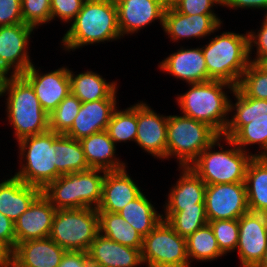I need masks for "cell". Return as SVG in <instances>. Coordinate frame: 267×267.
<instances>
[{"label": "cell", "mask_w": 267, "mask_h": 267, "mask_svg": "<svg viewBox=\"0 0 267 267\" xmlns=\"http://www.w3.org/2000/svg\"><path fill=\"white\" fill-rule=\"evenodd\" d=\"M261 24L260 30L257 33L252 32V30L248 32L249 54L252 53L253 46L257 49L255 59H250V61L259 64L267 58V15H265Z\"/></svg>", "instance_id": "b9f144b4"}, {"label": "cell", "mask_w": 267, "mask_h": 267, "mask_svg": "<svg viewBox=\"0 0 267 267\" xmlns=\"http://www.w3.org/2000/svg\"><path fill=\"white\" fill-rule=\"evenodd\" d=\"M179 169L182 172L175 186L170 188L164 212H178L196 207V204H205V182L189 166H179Z\"/></svg>", "instance_id": "d4e9b609"}, {"label": "cell", "mask_w": 267, "mask_h": 267, "mask_svg": "<svg viewBox=\"0 0 267 267\" xmlns=\"http://www.w3.org/2000/svg\"><path fill=\"white\" fill-rule=\"evenodd\" d=\"M8 73L9 72L5 69V67L0 62V91L12 76V75H9Z\"/></svg>", "instance_id": "c3c4849f"}, {"label": "cell", "mask_w": 267, "mask_h": 267, "mask_svg": "<svg viewBox=\"0 0 267 267\" xmlns=\"http://www.w3.org/2000/svg\"><path fill=\"white\" fill-rule=\"evenodd\" d=\"M254 157L262 161H267V143L265 144L261 152L254 154Z\"/></svg>", "instance_id": "681fc988"}, {"label": "cell", "mask_w": 267, "mask_h": 267, "mask_svg": "<svg viewBox=\"0 0 267 267\" xmlns=\"http://www.w3.org/2000/svg\"><path fill=\"white\" fill-rule=\"evenodd\" d=\"M56 208L41 193L14 222L16 244L49 237Z\"/></svg>", "instance_id": "d6986e66"}, {"label": "cell", "mask_w": 267, "mask_h": 267, "mask_svg": "<svg viewBox=\"0 0 267 267\" xmlns=\"http://www.w3.org/2000/svg\"><path fill=\"white\" fill-rule=\"evenodd\" d=\"M260 65L265 69L267 70V58H265L261 63Z\"/></svg>", "instance_id": "f5cc1de1"}, {"label": "cell", "mask_w": 267, "mask_h": 267, "mask_svg": "<svg viewBox=\"0 0 267 267\" xmlns=\"http://www.w3.org/2000/svg\"><path fill=\"white\" fill-rule=\"evenodd\" d=\"M166 136V159L175 156L180 167H187L219 134L205 122L169 115Z\"/></svg>", "instance_id": "9c48e42d"}, {"label": "cell", "mask_w": 267, "mask_h": 267, "mask_svg": "<svg viewBox=\"0 0 267 267\" xmlns=\"http://www.w3.org/2000/svg\"><path fill=\"white\" fill-rule=\"evenodd\" d=\"M221 0H176L171 6L183 15L216 14L211 9Z\"/></svg>", "instance_id": "60d3db41"}, {"label": "cell", "mask_w": 267, "mask_h": 267, "mask_svg": "<svg viewBox=\"0 0 267 267\" xmlns=\"http://www.w3.org/2000/svg\"><path fill=\"white\" fill-rule=\"evenodd\" d=\"M214 232L218 247L223 254L234 252L238 244V219L208 221Z\"/></svg>", "instance_id": "74e56055"}, {"label": "cell", "mask_w": 267, "mask_h": 267, "mask_svg": "<svg viewBox=\"0 0 267 267\" xmlns=\"http://www.w3.org/2000/svg\"><path fill=\"white\" fill-rule=\"evenodd\" d=\"M244 96L267 100V70L251 62L236 87Z\"/></svg>", "instance_id": "d590c367"}, {"label": "cell", "mask_w": 267, "mask_h": 267, "mask_svg": "<svg viewBox=\"0 0 267 267\" xmlns=\"http://www.w3.org/2000/svg\"><path fill=\"white\" fill-rule=\"evenodd\" d=\"M69 77L71 93L82 103L101 99H116V81L106 82V79L93 71H85L75 75L70 69Z\"/></svg>", "instance_id": "83f0119b"}, {"label": "cell", "mask_w": 267, "mask_h": 267, "mask_svg": "<svg viewBox=\"0 0 267 267\" xmlns=\"http://www.w3.org/2000/svg\"><path fill=\"white\" fill-rule=\"evenodd\" d=\"M0 241L6 243L12 250L16 246L14 222L0 212Z\"/></svg>", "instance_id": "f6af8a7d"}, {"label": "cell", "mask_w": 267, "mask_h": 267, "mask_svg": "<svg viewBox=\"0 0 267 267\" xmlns=\"http://www.w3.org/2000/svg\"><path fill=\"white\" fill-rule=\"evenodd\" d=\"M87 253L94 267H137L143 264L141 249L122 245L101 233H98Z\"/></svg>", "instance_id": "44dd1931"}, {"label": "cell", "mask_w": 267, "mask_h": 267, "mask_svg": "<svg viewBox=\"0 0 267 267\" xmlns=\"http://www.w3.org/2000/svg\"><path fill=\"white\" fill-rule=\"evenodd\" d=\"M86 0H51V21L58 17L62 22H72Z\"/></svg>", "instance_id": "ab89813d"}, {"label": "cell", "mask_w": 267, "mask_h": 267, "mask_svg": "<svg viewBox=\"0 0 267 267\" xmlns=\"http://www.w3.org/2000/svg\"><path fill=\"white\" fill-rule=\"evenodd\" d=\"M55 150L57 170L62 175L90 169L79 140L55 133Z\"/></svg>", "instance_id": "1f68e13d"}, {"label": "cell", "mask_w": 267, "mask_h": 267, "mask_svg": "<svg viewBox=\"0 0 267 267\" xmlns=\"http://www.w3.org/2000/svg\"><path fill=\"white\" fill-rule=\"evenodd\" d=\"M106 131L115 144L128 141L135 142L137 134V103L124 110L116 108Z\"/></svg>", "instance_id": "e575fe53"}, {"label": "cell", "mask_w": 267, "mask_h": 267, "mask_svg": "<svg viewBox=\"0 0 267 267\" xmlns=\"http://www.w3.org/2000/svg\"><path fill=\"white\" fill-rule=\"evenodd\" d=\"M154 207L142 192L124 206L118 214L144 237L162 220L163 214H159Z\"/></svg>", "instance_id": "f546056e"}, {"label": "cell", "mask_w": 267, "mask_h": 267, "mask_svg": "<svg viewBox=\"0 0 267 267\" xmlns=\"http://www.w3.org/2000/svg\"><path fill=\"white\" fill-rule=\"evenodd\" d=\"M21 160L25 161L14 176L28 185L44 189L62 174L57 170L55 132L24 137L17 141ZM25 159V160H24Z\"/></svg>", "instance_id": "ba28073f"}, {"label": "cell", "mask_w": 267, "mask_h": 267, "mask_svg": "<svg viewBox=\"0 0 267 267\" xmlns=\"http://www.w3.org/2000/svg\"><path fill=\"white\" fill-rule=\"evenodd\" d=\"M32 64L22 76L31 84L42 108L50 114L71 93L69 69L61 67L48 73H39Z\"/></svg>", "instance_id": "9a60e30c"}, {"label": "cell", "mask_w": 267, "mask_h": 267, "mask_svg": "<svg viewBox=\"0 0 267 267\" xmlns=\"http://www.w3.org/2000/svg\"><path fill=\"white\" fill-rule=\"evenodd\" d=\"M256 267H267V249L262 260L258 263Z\"/></svg>", "instance_id": "f907efd6"}, {"label": "cell", "mask_w": 267, "mask_h": 267, "mask_svg": "<svg viewBox=\"0 0 267 267\" xmlns=\"http://www.w3.org/2000/svg\"><path fill=\"white\" fill-rule=\"evenodd\" d=\"M41 193L39 187L12 176L0 183V212L15 222Z\"/></svg>", "instance_id": "484cf974"}, {"label": "cell", "mask_w": 267, "mask_h": 267, "mask_svg": "<svg viewBox=\"0 0 267 267\" xmlns=\"http://www.w3.org/2000/svg\"><path fill=\"white\" fill-rule=\"evenodd\" d=\"M221 140L231 148L223 149ZM216 145L220 150L213 151ZM253 157L254 154L244 152L230 138L219 135L189 167L206 185L245 182L247 167Z\"/></svg>", "instance_id": "5b68a950"}, {"label": "cell", "mask_w": 267, "mask_h": 267, "mask_svg": "<svg viewBox=\"0 0 267 267\" xmlns=\"http://www.w3.org/2000/svg\"><path fill=\"white\" fill-rule=\"evenodd\" d=\"M104 170L90 168L67 173L50 182L42 193L58 209H97L102 198ZM103 173L102 175H100Z\"/></svg>", "instance_id": "8992f818"}, {"label": "cell", "mask_w": 267, "mask_h": 267, "mask_svg": "<svg viewBox=\"0 0 267 267\" xmlns=\"http://www.w3.org/2000/svg\"><path fill=\"white\" fill-rule=\"evenodd\" d=\"M166 6H171L176 0H161Z\"/></svg>", "instance_id": "816d5d0a"}, {"label": "cell", "mask_w": 267, "mask_h": 267, "mask_svg": "<svg viewBox=\"0 0 267 267\" xmlns=\"http://www.w3.org/2000/svg\"><path fill=\"white\" fill-rule=\"evenodd\" d=\"M188 85L191 88L177 96L181 114L205 122L219 135H223L230 115V99L223 89L227 87L232 93L236 87L217 80Z\"/></svg>", "instance_id": "7a4b0ae2"}, {"label": "cell", "mask_w": 267, "mask_h": 267, "mask_svg": "<svg viewBox=\"0 0 267 267\" xmlns=\"http://www.w3.org/2000/svg\"><path fill=\"white\" fill-rule=\"evenodd\" d=\"M244 183L249 211L267 214V161L253 157L248 164Z\"/></svg>", "instance_id": "f1b7e54d"}, {"label": "cell", "mask_w": 267, "mask_h": 267, "mask_svg": "<svg viewBox=\"0 0 267 267\" xmlns=\"http://www.w3.org/2000/svg\"><path fill=\"white\" fill-rule=\"evenodd\" d=\"M98 233L97 209H58L53 218L49 238L66 251L87 252Z\"/></svg>", "instance_id": "30bf717a"}, {"label": "cell", "mask_w": 267, "mask_h": 267, "mask_svg": "<svg viewBox=\"0 0 267 267\" xmlns=\"http://www.w3.org/2000/svg\"><path fill=\"white\" fill-rule=\"evenodd\" d=\"M162 220L167 221L176 233L186 239L208 223L205 204H196V207L185 208L178 212H165Z\"/></svg>", "instance_id": "836d02e7"}, {"label": "cell", "mask_w": 267, "mask_h": 267, "mask_svg": "<svg viewBox=\"0 0 267 267\" xmlns=\"http://www.w3.org/2000/svg\"><path fill=\"white\" fill-rule=\"evenodd\" d=\"M186 247L190 263L194 259L203 262L212 261L224 256L218 247L217 240L209 223L200 227L186 239Z\"/></svg>", "instance_id": "d6a6232c"}, {"label": "cell", "mask_w": 267, "mask_h": 267, "mask_svg": "<svg viewBox=\"0 0 267 267\" xmlns=\"http://www.w3.org/2000/svg\"><path fill=\"white\" fill-rule=\"evenodd\" d=\"M66 250L49 237L17 243L13 267H58Z\"/></svg>", "instance_id": "cb8c5ba5"}, {"label": "cell", "mask_w": 267, "mask_h": 267, "mask_svg": "<svg viewBox=\"0 0 267 267\" xmlns=\"http://www.w3.org/2000/svg\"><path fill=\"white\" fill-rule=\"evenodd\" d=\"M168 116L157 114L145 102L137 103V134L135 142L157 159H166Z\"/></svg>", "instance_id": "2e32d148"}, {"label": "cell", "mask_w": 267, "mask_h": 267, "mask_svg": "<svg viewBox=\"0 0 267 267\" xmlns=\"http://www.w3.org/2000/svg\"><path fill=\"white\" fill-rule=\"evenodd\" d=\"M7 94L6 111L16 140L49 131V114L42 108L31 84L22 75H12L0 91Z\"/></svg>", "instance_id": "3957f363"}, {"label": "cell", "mask_w": 267, "mask_h": 267, "mask_svg": "<svg viewBox=\"0 0 267 267\" xmlns=\"http://www.w3.org/2000/svg\"><path fill=\"white\" fill-rule=\"evenodd\" d=\"M34 29L24 23L0 26V62L11 75H22L33 64L28 46Z\"/></svg>", "instance_id": "5bb4252c"}, {"label": "cell", "mask_w": 267, "mask_h": 267, "mask_svg": "<svg viewBox=\"0 0 267 267\" xmlns=\"http://www.w3.org/2000/svg\"><path fill=\"white\" fill-rule=\"evenodd\" d=\"M120 37L115 0H86L61 42L65 51L70 52Z\"/></svg>", "instance_id": "6da1fadb"}, {"label": "cell", "mask_w": 267, "mask_h": 267, "mask_svg": "<svg viewBox=\"0 0 267 267\" xmlns=\"http://www.w3.org/2000/svg\"><path fill=\"white\" fill-rule=\"evenodd\" d=\"M99 233L111 240L135 249H142L143 236L118 213L98 211Z\"/></svg>", "instance_id": "4dcf8cb0"}, {"label": "cell", "mask_w": 267, "mask_h": 267, "mask_svg": "<svg viewBox=\"0 0 267 267\" xmlns=\"http://www.w3.org/2000/svg\"><path fill=\"white\" fill-rule=\"evenodd\" d=\"M141 258L148 267H190L186 238L164 220L143 237Z\"/></svg>", "instance_id": "8fae6325"}, {"label": "cell", "mask_w": 267, "mask_h": 267, "mask_svg": "<svg viewBox=\"0 0 267 267\" xmlns=\"http://www.w3.org/2000/svg\"><path fill=\"white\" fill-rule=\"evenodd\" d=\"M247 212L244 182L206 185L205 213L208 221L239 219Z\"/></svg>", "instance_id": "7c38bea8"}, {"label": "cell", "mask_w": 267, "mask_h": 267, "mask_svg": "<svg viewBox=\"0 0 267 267\" xmlns=\"http://www.w3.org/2000/svg\"><path fill=\"white\" fill-rule=\"evenodd\" d=\"M158 67L188 84L210 81L202 48H182L159 62Z\"/></svg>", "instance_id": "ffe728a7"}, {"label": "cell", "mask_w": 267, "mask_h": 267, "mask_svg": "<svg viewBox=\"0 0 267 267\" xmlns=\"http://www.w3.org/2000/svg\"><path fill=\"white\" fill-rule=\"evenodd\" d=\"M236 103L230 100V113L233 116L222 136L230 138L241 150L258 144L261 150L267 143V100L244 96L237 88L233 91ZM245 148V149H244Z\"/></svg>", "instance_id": "52a82bcc"}, {"label": "cell", "mask_w": 267, "mask_h": 267, "mask_svg": "<svg viewBox=\"0 0 267 267\" xmlns=\"http://www.w3.org/2000/svg\"><path fill=\"white\" fill-rule=\"evenodd\" d=\"M51 0H21L23 23L34 28L51 21Z\"/></svg>", "instance_id": "f35d334b"}, {"label": "cell", "mask_w": 267, "mask_h": 267, "mask_svg": "<svg viewBox=\"0 0 267 267\" xmlns=\"http://www.w3.org/2000/svg\"><path fill=\"white\" fill-rule=\"evenodd\" d=\"M0 267H13V250L0 241Z\"/></svg>", "instance_id": "7dc6e473"}, {"label": "cell", "mask_w": 267, "mask_h": 267, "mask_svg": "<svg viewBox=\"0 0 267 267\" xmlns=\"http://www.w3.org/2000/svg\"><path fill=\"white\" fill-rule=\"evenodd\" d=\"M82 102L70 93L49 114V129L57 134H66L78 115Z\"/></svg>", "instance_id": "8d00e7d4"}, {"label": "cell", "mask_w": 267, "mask_h": 267, "mask_svg": "<svg viewBox=\"0 0 267 267\" xmlns=\"http://www.w3.org/2000/svg\"><path fill=\"white\" fill-rule=\"evenodd\" d=\"M142 193L140 187L124 169L106 171L102 184V198L98 211L118 213Z\"/></svg>", "instance_id": "603a6c76"}, {"label": "cell", "mask_w": 267, "mask_h": 267, "mask_svg": "<svg viewBox=\"0 0 267 267\" xmlns=\"http://www.w3.org/2000/svg\"><path fill=\"white\" fill-rule=\"evenodd\" d=\"M79 141L90 168L115 171L126 167V163L116 157V144L106 130L84 137Z\"/></svg>", "instance_id": "4316f807"}, {"label": "cell", "mask_w": 267, "mask_h": 267, "mask_svg": "<svg viewBox=\"0 0 267 267\" xmlns=\"http://www.w3.org/2000/svg\"><path fill=\"white\" fill-rule=\"evenodd\" d=\"M88 253L81 251H66L58 267H90Z\"/></svg>", "instance_id": "ee69618b"}, {"label": "cell", "mask_w": 267, "mask_h": 267, "mask_svg": "<svg viewBox=\"0 0 267 267\" xmlns=\"http://www.w3.org/2000/svg\"><path fill=\"white\" fill-rule=\"evenodd\" d=\"M241 267H256L267 249V214L247 212L238 219Z\"/></svg>", "instance_id": "4fadbf2b"}, {"label": "cell", "mask_w": 267, "mask_h": 267, "mask_svg": "<svg viewBox=\"0 0 267 267\" xmlns=\"http://www.w3.org/2000/svg\"><path fill=\"white\" fill-rule=\"evenodd\" d=\"M23 23L21 0H0V26Z\"/></svg>", "instance_id": "7bdbcfd3"}, {"label": "cell", "mask_w": 267, "mask_h": 267, "mask_svg": "<svg viewBox=\"0 0 267 267\" xmlns=\"http://www.w3.org/2000/svg\"><path fill=\"white\" fill-rule=\"evenodd\" d=\"M121 36L138 33L155 20L163 28L166 5L161 0H115Z\"/></svg>", "instance_id": "ac0fdd59"}, {"label": "cell", "mask_w": 267, "mask_h": 267, "mask_svg": "<svg viewBox=\"0 0 267 267\" xmlns=\"http://www.w3.org/2000/svg\"><path fill=\"white\" fill-rule=\"evenodd\" d=\"M221 19L216 14L183 15L172 6H166L163 29L173 42L185 38H204L221 28Z\"/></svg>", "instance_id": "e0dca14e"}, {"label": "cell", "mask_w": 267, "mask_h": 267, "mask_svg": "<svg viewBox=\"0 0 267 267\" xmlns=\"http://www.w3.org/2000/svg\"><path fill=\"white\" fill-rule=\"evenodd\" d=\"M221 6L230 7L237 10L238 8L267 10V0H221ZM265 12V15H267V11Z\"/></svg>", "instance_id": "bcb514c9"}, {"label": "cell", "mask_w": 267, "mask_h": 267, "mask_svg": "<svg viewBox=\"0 0 267 267\" xmlns=\"http://www.w3.org/2000/svg\"><path fill=\"white\" fill-rule=\"evenodd\" d=\"M210 40L201 47L209 78L237 87L243 72L251 63L248 33L223 32Z\"/></svg>", "instance_id": "277c9868"}, {"label": "cell", "mask_w": 267, "mask_h": 267, "mask_svg": "<svg viewBox=\"0 0 267 267\" xmlns=\"http://www.w3.org/2000/svg\"><path fill=\"white\" fill-rule=\"evenodd\" d=\"M117 99H101L81 104L70 130L65 134L76 140L105 131L116 108Z\"/></svg>", "instance_id": "7402d4cb"}]
</instances>
